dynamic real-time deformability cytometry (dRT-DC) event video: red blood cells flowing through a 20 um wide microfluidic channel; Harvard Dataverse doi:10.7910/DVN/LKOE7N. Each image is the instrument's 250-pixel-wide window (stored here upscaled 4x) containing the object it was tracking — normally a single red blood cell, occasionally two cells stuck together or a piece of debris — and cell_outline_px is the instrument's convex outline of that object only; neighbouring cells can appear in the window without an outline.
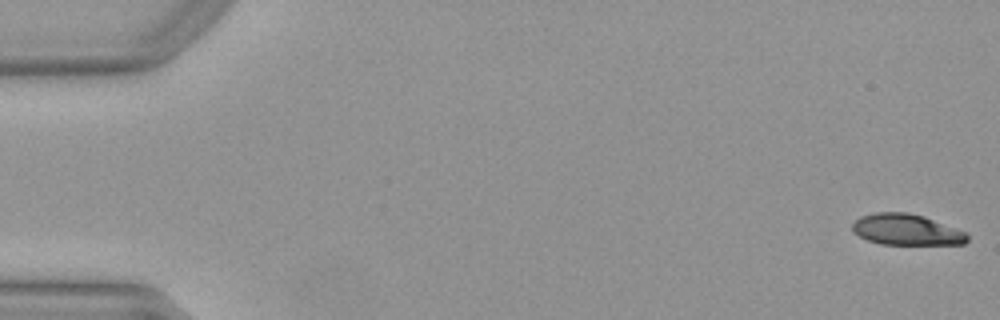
{"species": "Egyptian fruit bat (a non-hibernating species)", "species_latin": "Rousettus aegyptiacus", "temperature_condition": "warm", "stored_images_in_passage": 50, "camera_frame_rate_fps": 3000, "um_per_image_px": 0.085, "animal": {"sex": "female"}, "frame": {"image": 1, "passage_image": 1, "time_ms": 0.0, "image_size_px": [1000, 320], "cell_outline_px": [[968, 240], [964, 244], [880, 244], [868, 240], [852, 232], [852, 224], [860, 216], [876, 212], [908, 212], [924, 216], [964, 232], [968, 236]], "centroid_in_image_um": [77.0, 19.51], "position_along_channel_um": 8.0, "area_um2": 20.63}}
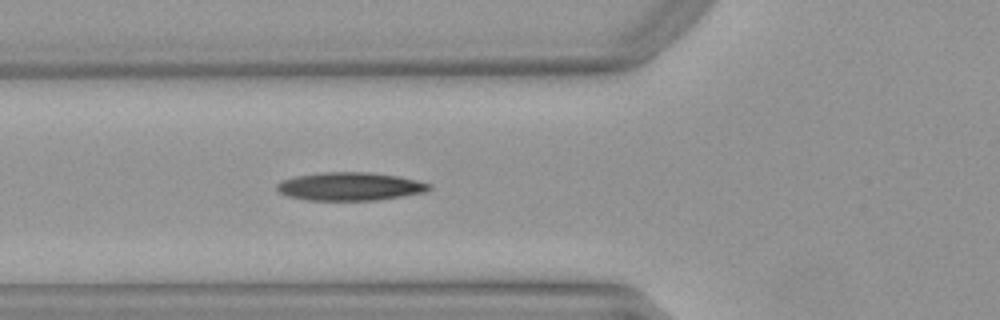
{"frame": {"image": 2, "passage_image": 19, "time_ms": 6.0, "image_size_px": [1000, 320], "cell_outline_px": [[432, 188], [424, 192], [404, 196], [380, 200], [304, 200], [288, 196], [280, 192], [276, 188], [276, 184], [280, 180], [296, 176], [320, 172], [368, 172], [396, 176], [416, 180], [432, 184]], "centroid_in_image_um": [29.73, 15.85], "position_along_channel_um": 96.1, "area_um2": 25.14}}
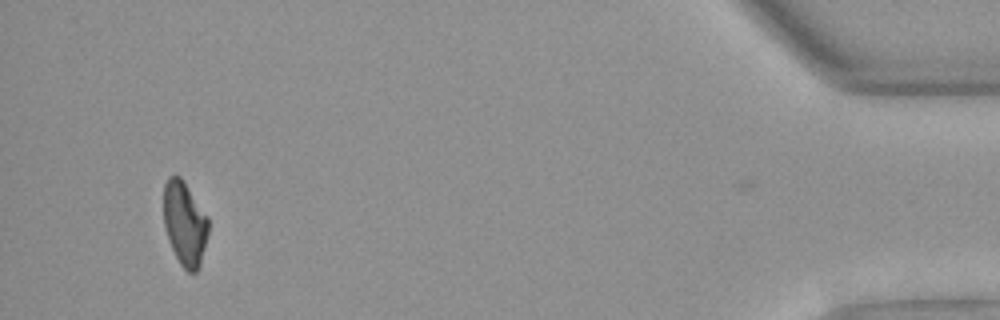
{"frame": {"image": 3, "passage_image": 49, "time_ms": 16.0, "image_size_px": [1000, 320], "cell_outline_px": [[208, 232], [200, 264], [196, 272], [188, 272], [180, 264], [172, 248], [164, 228], [164, 184], [168, 176], [180, 176], [208, 216]], "centroid_in_image_um": [15.69, 18.99], "position_along_channel_um": 419.5, "area_um2": 21.73}, "authors_computed_cell_mechanics": {"area_um2": 23.7269, "velocity_mm_per_s": 3.9877, "shape_relaxation_time_tau1_ms": null, "shape_relaxation_time_tau2_ms": 5.7858, "deformation_change_tau1": null, "deformation_change_tau2": 0.1518}}